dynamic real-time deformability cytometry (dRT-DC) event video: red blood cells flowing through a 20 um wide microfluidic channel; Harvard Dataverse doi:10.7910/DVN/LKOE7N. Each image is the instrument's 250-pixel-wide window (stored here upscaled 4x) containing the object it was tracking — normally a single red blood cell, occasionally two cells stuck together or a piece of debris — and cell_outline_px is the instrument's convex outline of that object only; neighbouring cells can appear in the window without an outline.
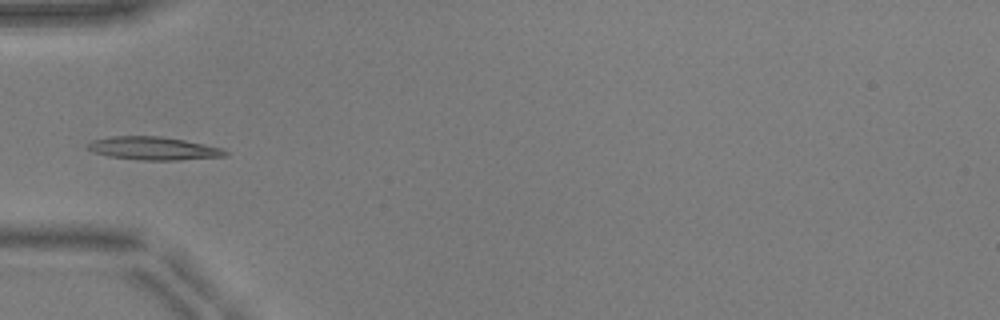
{"species": "common noctule bat (a hibernating species)", "species_latin": "Nyctalus noctula", "temperature_condition": "warm", "stored_images_in_passage": 35, "camera_frame_rate_fps": 3000, "um_per_image_px": 0.085, "animal": {"sex": "male", "body_mass_g": 17.9, "forearm_length_mm": 54.2}, "frame": {"image": 1, "passage_image": 1, "time_ms": 0.0, "image_size_px": [1000, 320], "cell_outline_px": [[228, 156], [180, 160], [140, 160], [108, 156], [96, 152], [88, 148], [88, 144], [92, 140], [112, 136], [160, 136], [184, 140], [224, 148], [228, 152]], "centroid_in_image_um": [13.11, 12.61], "position_along_channel_um": 71.9, "area_um2": 18.5}}
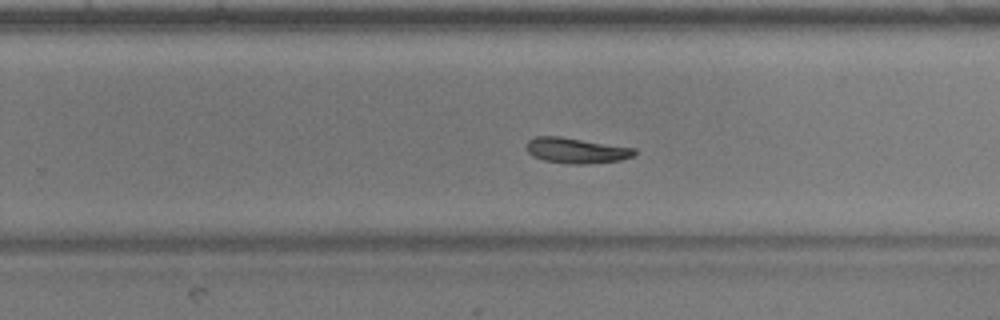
{"frame": {"image": 2, "passage_image": 17, "time_ms": 5.333, "image_size_px": [1000, 320], "cell_outline_px": [[636, 156], [620, 160], [584, 164], [572, 164], [544, 160], [532, 156], [528, 152], [528, 140], [536, 136], [560, 136], [636, 148]], "centroid_in_image_um": [49.02, 12.79], "position_along_channel_um": 280.8, "area_um2": 16.01}}
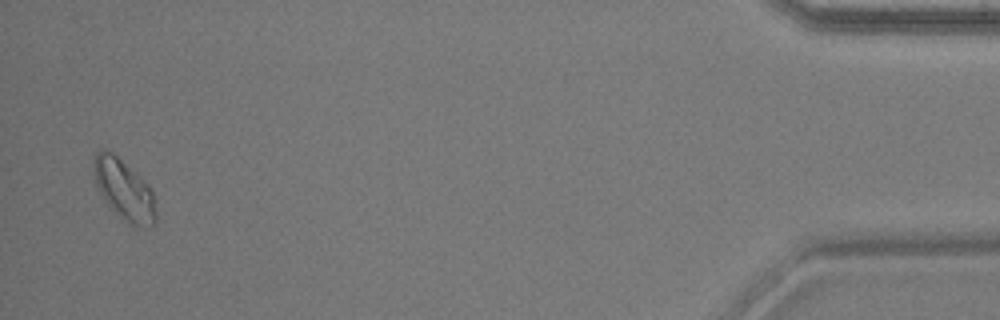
{"frame": {"image": 3, "passage_image": 34, "time_ms": 11.0, "image_size_px": [1000, 320], "cell_outline_px": [[156, 220], [148, 228], [144, 228], [132, 224], [116, 212], [104, 200], [96, 184], [92, 172], [92, 164], [96, 152], [100, 148], [108, 148], [144, 180], [152, 192], [156, 208]], "centroid_in_image_um": [10.51, 16.07], "position_along_channel_um": 424.7, "area_um2": 21.79}, "authors_computed_cell_mechanics": {"area_um2": 16.184, "velocity_mm_per_s": 3.9159, "shape_relaxation_time_tau1_ms": 4.0586, "shape_relaxation_time_tau2_ms": null, "deformation_change_tau1": 0.1444, "deformation_change_tau2": null}}